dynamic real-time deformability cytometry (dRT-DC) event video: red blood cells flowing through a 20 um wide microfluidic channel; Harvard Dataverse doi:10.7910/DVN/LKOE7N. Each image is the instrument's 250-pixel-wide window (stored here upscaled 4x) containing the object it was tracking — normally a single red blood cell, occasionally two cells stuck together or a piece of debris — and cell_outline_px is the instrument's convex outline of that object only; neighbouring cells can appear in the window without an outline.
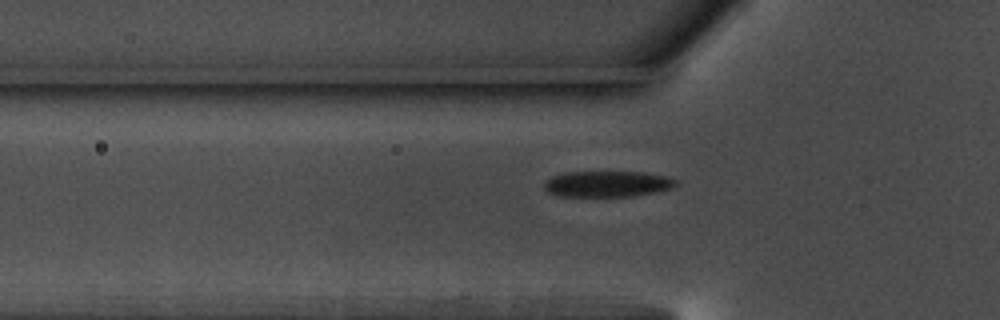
{"species": "common noctule bat (a hibernating species)", "species_latin": "Nyctalus noctula", "temperature_condition": "warm", "stored_images_in_passage": 42, "camera_frame_rate_fps": 3000, "um_per_image_px": 0.085, "animal": {"sex": "male", "body_mass_g": 17.5, "forearm_length_mm": 52.3}, "frame": {"image": 1, "passage_image": 10, "time_ms": 3.0, "image_size_px": [1000, 320], "cell_outline_px": [[676, 184], [672, 188], [632, 196], [556, 196], [548, 192], [544, 188], [544, 180], [552, 176], [564, 172], [644, 172], [668, 176], [676, 180]], "centroid_in_image_um": [51.57, 15.62], "position_along_channel_um": 74.2, "area_um2": 19.94}}
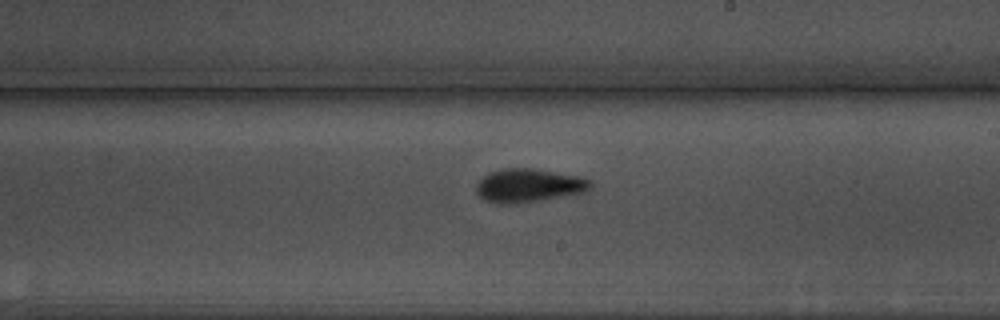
{"frame": {"image": 2, "passage_image": 24, "time_ms": 7.667, "image_size_px": [1000, 320], "cell_outline_px": [[592, 188], [584, 192], [516, 204], [496, 204], [484, 200], [476, 192], [476, 184], [484, 176], [492, 172], [504, 168], [532, 168], [584, 176], [592, 180]], "centroid_in_image_um": [44.97, 15.76], "position_along_channel_um": 244.0, "area_um2": 22.48}}
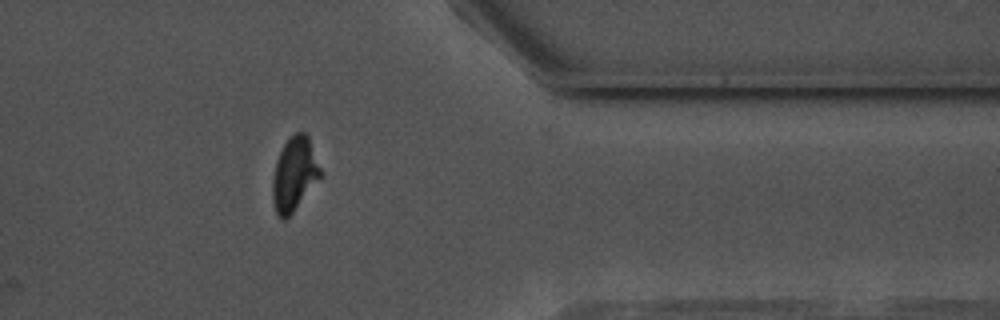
{"frame": {"image": 3, "passage_image": 37, "time_ms": 12.0, "image_size_px": [1000, 320], "cell_outline_px": [[324, 176], [292, 212], [284, 220], [276, 216], [272, 200], [272, 180], [276, 160], [284, 144], [296, 132], [304, 132], [308, 136], [324, 172]], "centroid_in_image_um": [25.05, 14.82], "position_along_channel_um": 386.3, "area_um2": 20.98}, "authors_computed_cell_mechanics": {"area_um2": 20.8947, "velocity_mm_per_s": 3.6447, "shape_relaxation_time_tau1_ms": 2.9798, "shape_relaxation_time_tau2_ms": 1.8876, "deformation_change_tau1": 0.1355, "deformation_change_tau2": 0.0958}}